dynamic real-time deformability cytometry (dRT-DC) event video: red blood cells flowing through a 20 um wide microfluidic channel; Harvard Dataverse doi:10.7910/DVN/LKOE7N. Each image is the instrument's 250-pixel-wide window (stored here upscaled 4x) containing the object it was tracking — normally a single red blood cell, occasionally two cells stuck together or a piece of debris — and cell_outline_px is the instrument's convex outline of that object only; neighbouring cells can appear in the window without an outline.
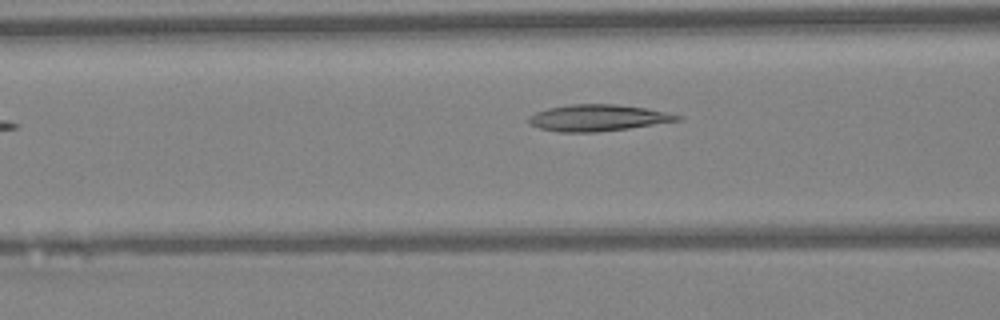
{"species": "Egyptian fruit bat (a non-hibernating species)", "species_latin": "Rousettus aegyptiacus", "temperature_condition": "warm", "stored_images_in_passage": 31, "camera_frame_rate_fps": 3000, "um_per_image_px": 0.085, "animal": {"sex": "female"}, "frame": {"image": 1, "passage_image": 9, "time_ms": 2.667, "image_size_px": [1000, 320], "cell_outline_px": [[684, 116], [680, 120], [628, 128], [596, 132], [560, 132], [540, 128], [528, 124], [528, 116], [536, 112], [548, 108], [568, 104], [616, 104], [648, 108]], "centroid_in_image_um": [50.8, 10.01], "position_along_channel_um": 115.8, "area_um2": 22.95}}
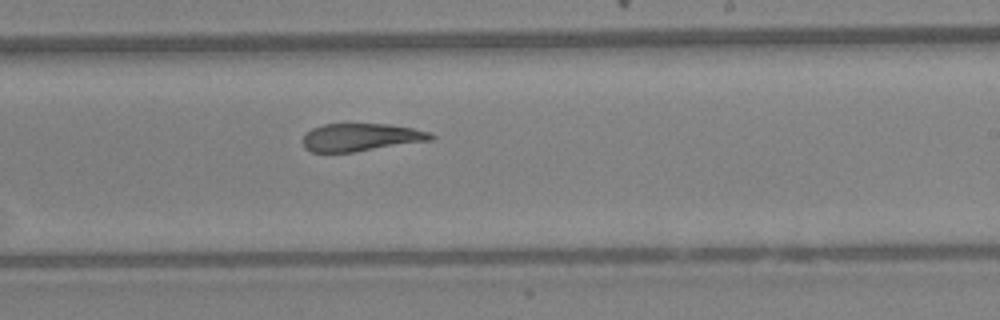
{"frame": {"image": 2, "passage_image": 19, "time_ms": 6.0, "image_size_px": [1000, 320], "cell_outline_px": [[436, 136], [432, 140], [352, 152], [312, 152], [304, 148], [300, 140], [312, 128], [324, 124], [388, 124], [412, 128], [432, 132]], "centroid_in_image_um": [30.67, 11.67], "position_along_channel_um": 258.3, "area_um2": 20.75}}
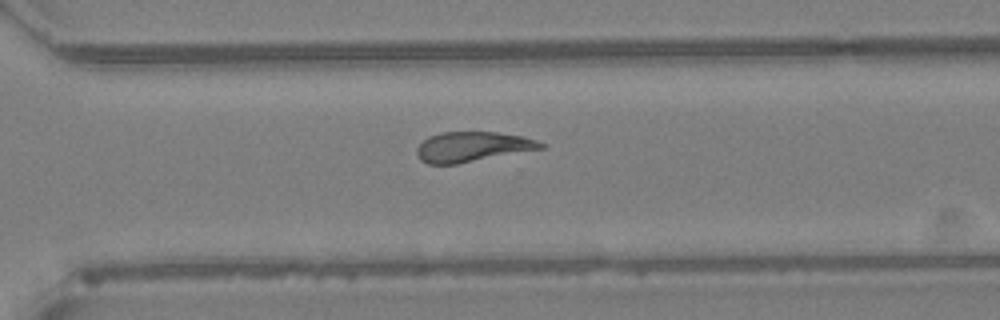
{"frame": {"image": 3, "passage_image": 24, "time_ms": 7.667, "image_size_px": [1000, 320], "cell_outline_px": [[544, 148], [456, 164], [428, 164], [420, 160], [416, 152], [416, 148], [428, 136], [440, 132], [496, 132], [520, 136], [536, 140], [544, 144]], "centroid_in_image_um": [40.11, 12.47], "position_along_channel_um": 330.5, "area_um2": 21.5}}